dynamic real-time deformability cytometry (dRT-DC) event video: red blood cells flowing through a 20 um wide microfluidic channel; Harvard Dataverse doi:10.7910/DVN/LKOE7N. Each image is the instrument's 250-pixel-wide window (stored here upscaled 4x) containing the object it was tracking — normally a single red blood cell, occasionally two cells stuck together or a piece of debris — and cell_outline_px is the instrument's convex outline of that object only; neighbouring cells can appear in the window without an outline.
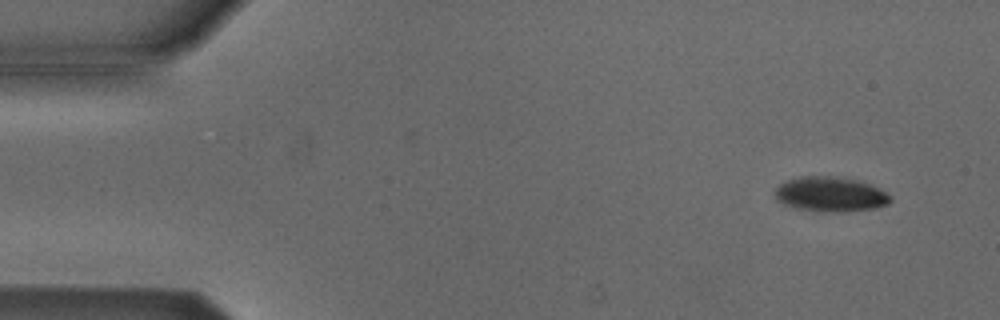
{"species": "Egyptian fruit bat (a non-hibernating species)", "species_latin": "Rousettus aegyptiacus", "temperature_condition": "cold", "stored_images_in_passage": 53, "camera_frame_rate_fps": 3000, "um_per_image_px": 0.085, "animal": {"sex": "male"}, "frame": {"image": 1, "passage_image": 4, "time_ms": 1.0, "image_size_px": [1000, 320], "cell_outline_px": [[892, 200], [888, 204], [876, 208], [844, 212], [820, 212], [800, 208], [784, 204], [776, 200], [772, 192], [780, 184], [788, 180], [800, 176], [832, 176], [856, 180], [880, 188], [892, 196]], "centroid_in_image_um": [70.59, 16.52], "position_along_channel_um": 14.4, "area_um2": 23.58}}
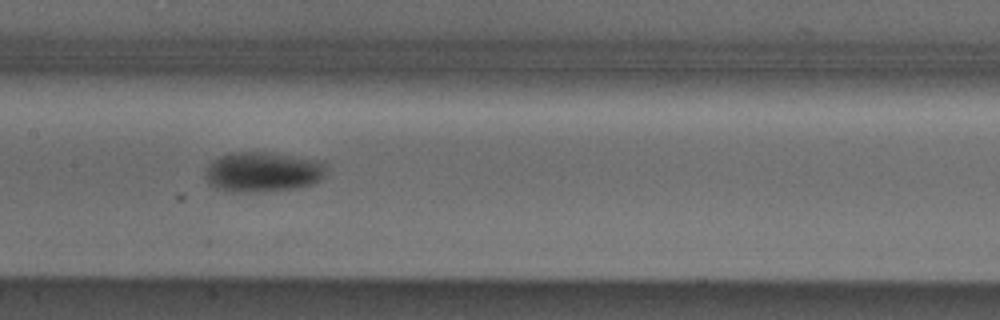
{"frame": {"image": 2, "passage_image": 26, "time_ms": 8.333, "image_size_px": [1000, 320], "cell_outline_px": [[324, 176], [320, 180], [312, 184], [296, 188], [260, 192], [228, 192], [216, 188], [208, 184], [204, 176], [204, 172], [208, 164], [212, 160], [228, 152], [264, 152], [316, 160], [324, 164]], "centroid_in_image_um": [22.24, 14.63], "position_along_channel_um": 185.2, "area_um2": 28.32}}
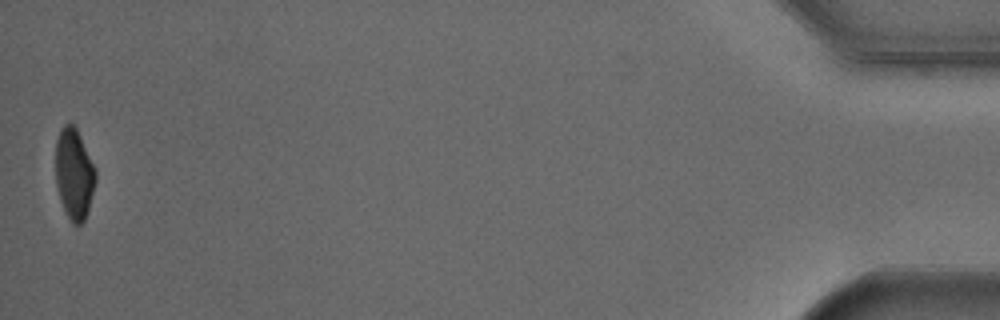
{"frame": {"image": 3, "passage_image": 53, "time_ms": 17.333, "image_size_px": [1000, 320], "cell_outline_px": [[96, 180], [88, 208], [84, 220], [80, 224], [72, 224], [64, 212], [60, 200], [56, 184], [56, 140], [60, 128], [64, 124], [72, 124], [76, 128], [80, 136], [96, 172]], "centroid_in_image_um": [6.27, 14.8], "position_along_channel_um": 428.9, "area_um2": 20.92}, "authors_computed_cell_mechanics": {"area_um2": 24.3916, "velocity_mm_per_s": 3.8202, "shape_relaxation_time_tau1_ms": 3.0548, "shape_relaxation_time_tau2_ms": null, "deformation_change_tau1": 0.106, "deformation_change_tau2": null}}